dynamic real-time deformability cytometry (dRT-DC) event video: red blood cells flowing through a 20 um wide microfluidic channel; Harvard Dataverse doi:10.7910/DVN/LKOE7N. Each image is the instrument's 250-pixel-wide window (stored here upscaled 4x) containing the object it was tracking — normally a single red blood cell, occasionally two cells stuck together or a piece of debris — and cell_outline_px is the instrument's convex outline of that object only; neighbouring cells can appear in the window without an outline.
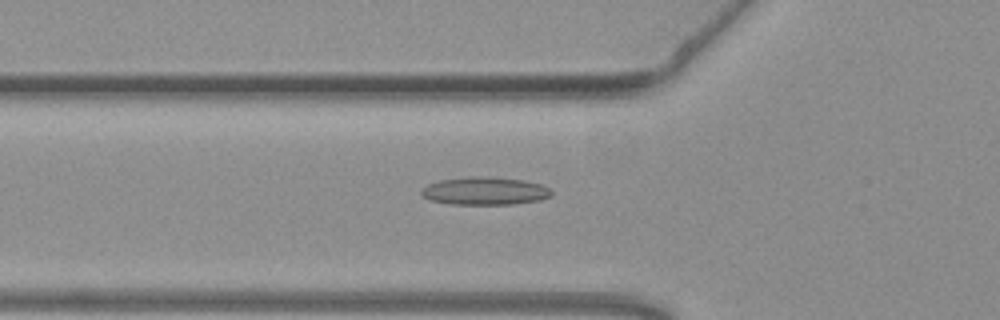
{"species": "common noctule bat (a hibernating species)", "species_latin": "Nyctalus noctula", "temperature_condition": "warm", "stored_images_in_passage": 54, "camera_frame_rate_fps": 3000, "um_per_image_px": 0.085, "animal": {"sex": "female", "body_mass_g": 19.3, "forearm_length_mm": 54.1}, "frame": {"image": 1, "passage_image": 19, "time_ms": 6.0, "image_size_px": [1000, 320], "cell_outline_px": [[552, 196], [540, 200], [512, 204], [448, 204], [428, 200], [420, 192], [420, 188], [428, 184], [440, 180], [472, 176], [488, 176], [524, 180], [540, 184], [548, 188], [552, 192]], "centroid_in_image_um": [41.18, 16.23], "position_along_channel_um": 84.6, "area_um2": 21.27}}
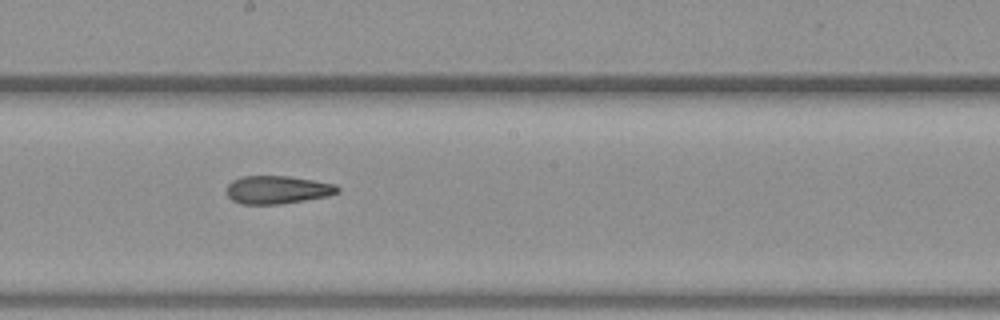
{"frame": {"image": 2, "passage_image": 30, "time_ms": 9.667, "image_size_px": [1000, 320], "cell_outline_px": [[340, 192], [328, 196], [280, 204], [240, 204], [232, 200], [228, 196], [228, 184], [232, 180], [240, 176], [288, 176], [336, 184], [340, 188]], "centroid_in_image_um": [23.59, 16.13], "position_along_channel_um": 224.6, "area_um2": 18.15}}
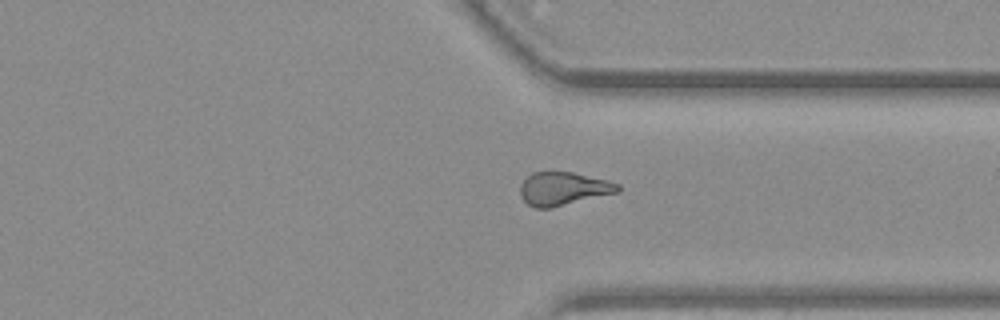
{"frame": {"image": 3, "passage_image": 41, "time_ms": 13.333, "image_size_px": [1000, 320], "cell_outline_px": [[620, 192], [552, 208], [536, 208], [528, 204], [520, 196], [520, 184], [532, 172], [572, 172], [608, 180], [620, 184]], "centroid_in_image_um": [47.9, 16.04], "position_along_channel_um": 363.5, "area_um2": 19.07}, "authors_computed_cell_mechanics": {"area_um2": 19.7965, "velocity_mm_per_s": 3.7921, "shape_relaxation_time_tau1_ms": null, "shape_relaxation_time_tau2_ms": 3.5787, "deformation_change_tau1": null, "deformation_change_tau2": 0.129}}